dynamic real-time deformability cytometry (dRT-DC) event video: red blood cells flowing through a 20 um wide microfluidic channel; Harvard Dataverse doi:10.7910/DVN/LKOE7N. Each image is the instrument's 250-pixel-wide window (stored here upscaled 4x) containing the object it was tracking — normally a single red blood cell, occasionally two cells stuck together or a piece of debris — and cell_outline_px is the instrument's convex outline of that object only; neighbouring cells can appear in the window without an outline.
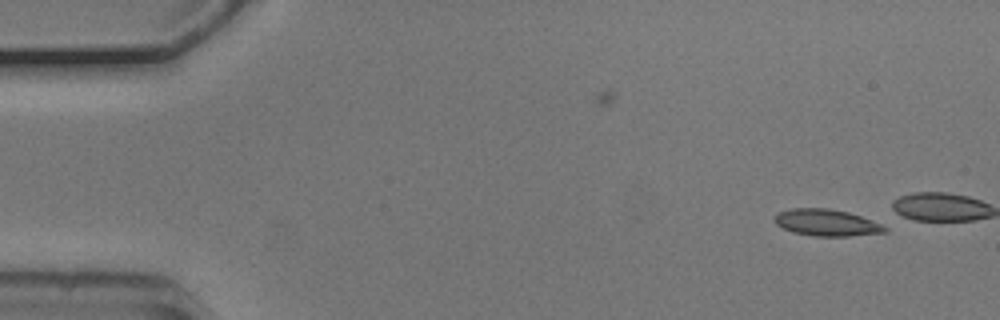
{"species": "common noctule bat (a hibernating species)", "species_latin": "Nyctalus noctula", "temperature_condition": "cold", "stored_images_in_passage": 4, "camera_frame_rate_fps": 3000, "um_per_image_px": 0.085, "animal": {"sex": "male", "body_mass_g": 20.5, "forearm_length_mm": 52.5}, "frame": {"image": 1, "passage_image": 4, "time_ms": 1.0, "image_size_px": [1000, 320], "cell_outline_px": [[888, 232], [848, 236], [816, 236], [792, 232], [776, 224], [772, 220], [772, 216], [780, 212], [792, 208], [828, 208], [848, 212], [888, 224]], "centroid_in_image_um": [70.32, 18.92], "position_along_channel_um": 14.7, "area_um2": 17.51}}